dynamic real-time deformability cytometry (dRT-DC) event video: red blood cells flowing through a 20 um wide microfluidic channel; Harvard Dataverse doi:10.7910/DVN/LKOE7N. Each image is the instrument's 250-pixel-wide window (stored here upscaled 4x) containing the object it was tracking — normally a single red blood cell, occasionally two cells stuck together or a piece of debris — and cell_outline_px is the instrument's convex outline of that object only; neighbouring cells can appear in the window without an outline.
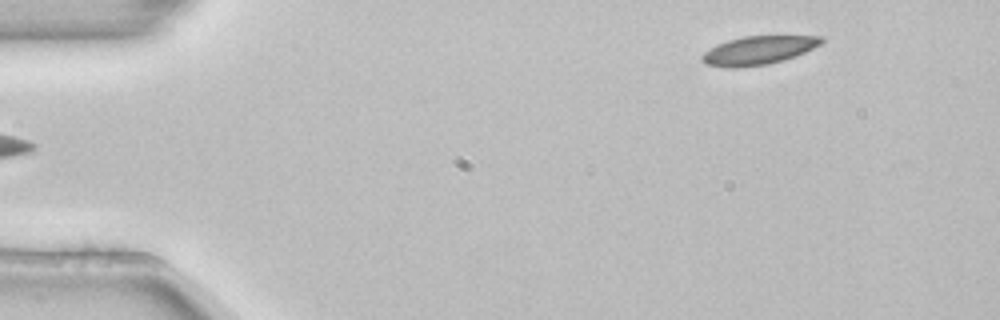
{"species": "common noctule bat (a hibernating species)", "species_latin": "Nyctalus noctula", "temperature_condition": "room temperature", "stored_images_in_passage": 4, "segment_of_instrument_passage": [2, 2], "camera_frame_rate_fps": 3000, "um_per_image_px": 0.085, "animal": {"sex": "female", "body_mass_g": 22.7, "forearm_length_mm": 54.2}, "frame": {"image": 1, "passage_image": 4, "time_ms": 1.0, "image_size_px": [1000, 320], "cell_outline_px": [[824, 40], [820, 44], [804, 52], [784, 60], [768, 64], [736, 68], [728, 68], [704, 64], [700, 60], [700, 56], [704, 52], [716, 44], [728, 40], [744, 36], [824, 36]], "centroid_in_image_um": [64.4, 4.28], "position_along_channel_um": 20.6, "area_um2": 19.88}}